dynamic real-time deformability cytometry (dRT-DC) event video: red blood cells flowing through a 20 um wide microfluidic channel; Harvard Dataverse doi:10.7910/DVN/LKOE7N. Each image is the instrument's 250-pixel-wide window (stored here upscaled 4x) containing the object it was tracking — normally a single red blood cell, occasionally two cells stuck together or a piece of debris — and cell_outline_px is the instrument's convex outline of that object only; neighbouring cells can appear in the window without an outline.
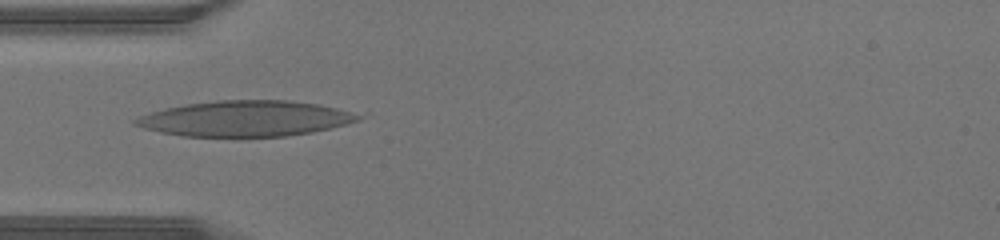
{"species": "human", "species_latin": "Homo sapiens", "temperature_condition": "warm", "stored_images_in_passage": 25, "camera_frame_rate_fps": 3000, "um_per_image_px": 0.085, "donor": {"sex": "male"}, "frame": {"image": 1, "passage_image": 1, "time_ms": 0.0, "image_size_px": [1000, 240], "cell_outline_px": [[360, 120], [332, 128], [312, 132], [288, 136], [180, 136], [160, 132], [144, 128], [132, 124], [132, 120], [140, 116], [164, 108], [184, 104], [216, 100], [292, 100], [320, 104], [352, 112], [360, 116]], "centroid_in_image_um": [20.84, 10.07], "position_along_channel_um": 64.2, "area_um2": 46.3}}
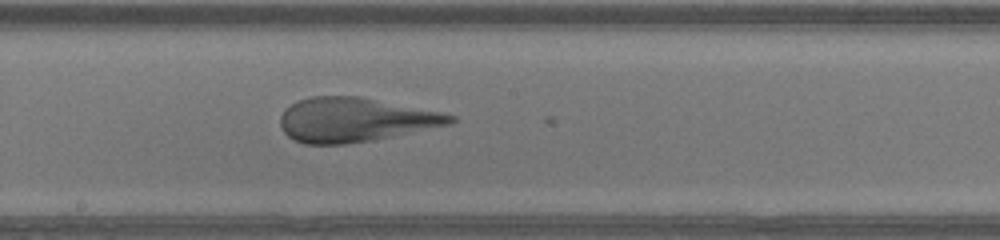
{"frame": {"image": 2, "passage_image": 11, "time_ms": 3.333, "image_size_px": [1000, 240], "cell_outline_px": [[456, 120], [452, 124], [368, 140], [344, 144], [304, 144], [288, 136], [284, 132], [280, 124], [280, 116], [292, 104], [300, 100], [312, 96], [360, 96], [440, 112], [456, 116]], "centroid_in_image_um": [30.16, 10.17], "position_along_channel_um": 218.0, "area_um2": 43.12}}
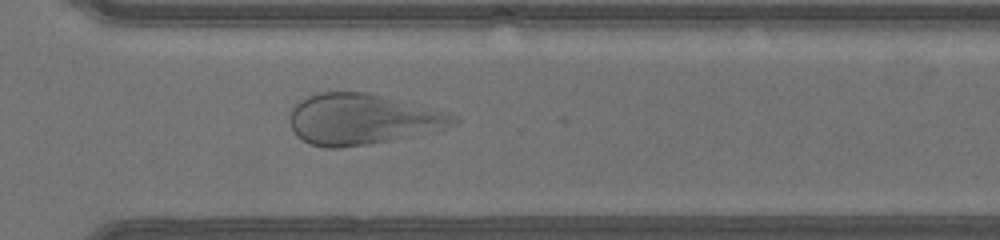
{"frame": {"image": 3, "passage_image": 19, "time_ms": 6.0, "image_size_px": [1000, 240], "cell_outline_px": [[460, 120], [456, 124], [436, 132], [368, 144], [340, 148], [324, 148], [312, 144], [296, 136], [292, 128], [288, 116], [292, 108], [300, 100], [316, 92], [368, 92], [448, 112], [460, 116]], "centroid_in_image_um": [30.83, 10.13], "position_along_channel_um": 339.8, "area_um2": 48.9}}